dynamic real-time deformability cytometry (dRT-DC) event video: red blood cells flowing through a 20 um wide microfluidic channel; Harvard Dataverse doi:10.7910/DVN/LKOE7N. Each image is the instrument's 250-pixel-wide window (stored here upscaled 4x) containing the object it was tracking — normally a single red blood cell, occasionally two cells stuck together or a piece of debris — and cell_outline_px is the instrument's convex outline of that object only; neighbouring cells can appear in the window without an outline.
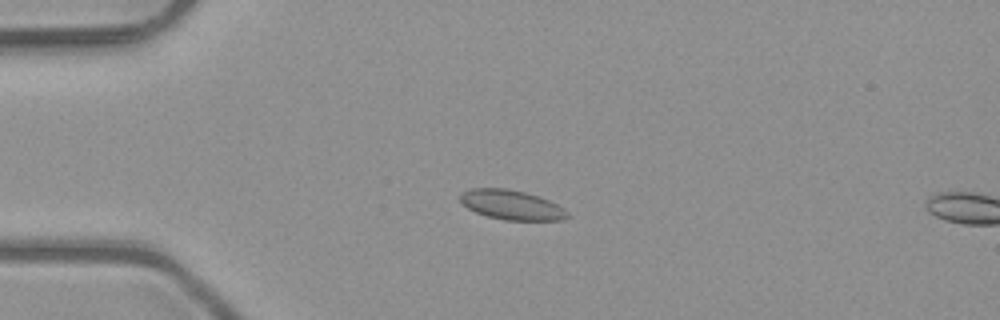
{"species": "common noctule bat (a hibernating species)", "species_latin": "Nyctalus noctula", "temperature_condition": "room temperature", "stored_images_in_passage": 5, "camera_frame_rate_fps": 3000, "um_per_image_px": 0.085, "animal": {"sex": "male", "body_mass_g": 23.1, "forearm_length_mm": 52.7}, "frame": {"image": 1, "passage_image": 4, "time_ms": 1.0, "image_size_px": [1000, 320], "cell_outline_px": [[568, 216], [560, 220], [504, 220], [488, 216], [476, 212], [468, 208], [460, 200], [460, 192], [472, 188], [504, 188], [524, 192], [548, 200], [564, 208], [568, 212]], "centroid_in_image_um": [43.45, 17.41], "position_along_channel_um": 41.5, "area_um2": 18.26}}